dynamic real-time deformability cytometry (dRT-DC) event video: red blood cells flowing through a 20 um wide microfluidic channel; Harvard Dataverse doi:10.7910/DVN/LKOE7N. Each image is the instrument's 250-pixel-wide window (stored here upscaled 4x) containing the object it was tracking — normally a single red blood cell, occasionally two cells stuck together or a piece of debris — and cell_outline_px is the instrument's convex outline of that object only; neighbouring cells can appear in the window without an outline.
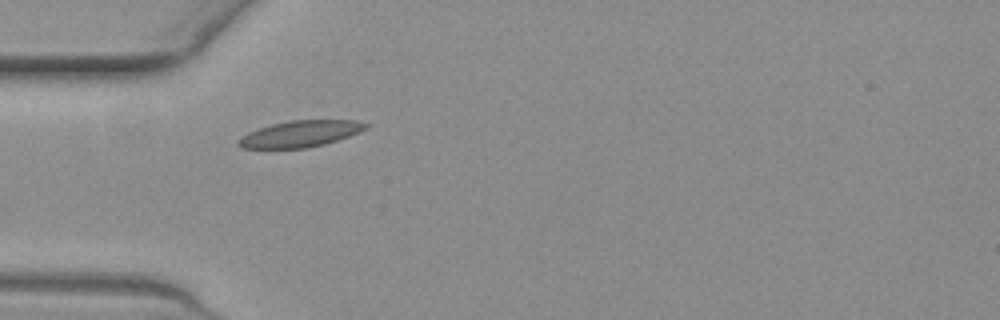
{"species": "common noctule bat (a hibernating species)", "species_latin": "Nyctalus noctula", "temperature_condition": "warm", "stored_images_in_passage": 32, "camera_frame_rate_fps": 3000, "um_per_image_px": 0.085, "animal": {"sex": "female", "body_mass_g": 19.3, "forearm_length_mm": 54.1}, "frame": {"image": 1, "passage_image": 1, "time_ms": 0.0, "image_size_px": [1000, 320], "cell_outline_px": [[372, 124], [368, 128], [360, 132], [324, 144], [304, 148], [240, 148], [236, 144], [236, 140], [248, 132], [272, 124], [292, 120], [356, 120]], "centroid_in_image_um": [25.54, 11.37], "position_along_channel_um": 59.5, "area_um2": 19.59}}
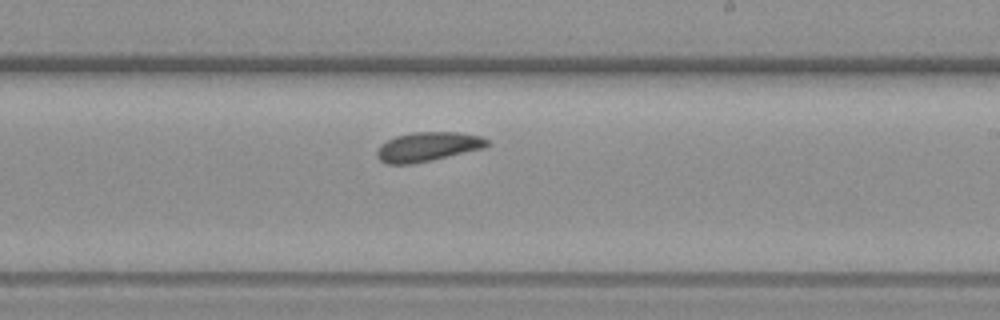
{"frame": {"image": 2, "passage_image": 17, "time_ms": 5.333, "image_size_px": [1000, 320], "cell_outline_px": [[488, 144], [484, 148], [432, 160], [412, 164], [388, 164], [380, 160], [376, 156], [376, 152], [380, 144], [396, 136], [412, 132], [460, 132], [480, 136], [488, 140]], "centroid_in_image_um": [36.34, 12.47], "position_along_channel_um": 252.7, "area_um2": 18.79}}
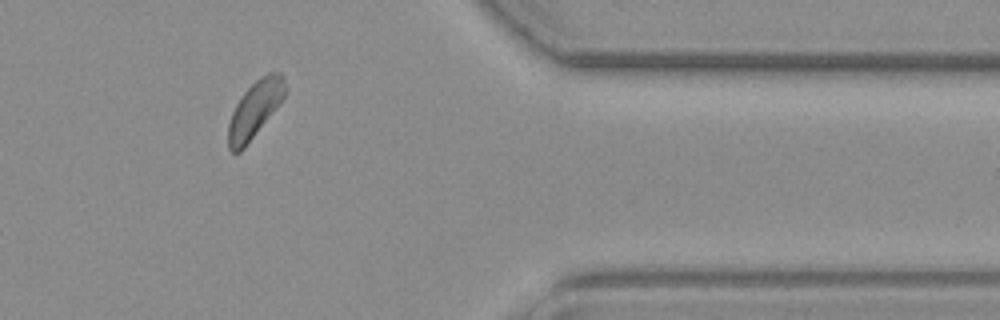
{"frame": {"image": 3, "passage_image": 30, "time_ms": 9.667, "image_size_px": [1000, 320], "cell_outline_px": [[288, 92], [276, 108], [244, 148], [240, 152], [232, 152], [228, 148], [228, 124], [232, 112], [236, 104], [244, 92], [260, 76], [268, 72], [280, 72], [288, 88]], "centroid_in_image_um": [21.68, 9.27], "position_along_channel_um": 389.7, "area_um2": 18.67}, "authors_computed_cell_mechanics": {"area_um2": 18.7272, "velocity_mm_per_s": 3.6864, "shape_relaxation_time_tau1_ms": 2.1585, "shape_relaxation_time_tau2_ms": null, "deformation_change_tau1": 0.0821, "deformation_change_tau2": null}}